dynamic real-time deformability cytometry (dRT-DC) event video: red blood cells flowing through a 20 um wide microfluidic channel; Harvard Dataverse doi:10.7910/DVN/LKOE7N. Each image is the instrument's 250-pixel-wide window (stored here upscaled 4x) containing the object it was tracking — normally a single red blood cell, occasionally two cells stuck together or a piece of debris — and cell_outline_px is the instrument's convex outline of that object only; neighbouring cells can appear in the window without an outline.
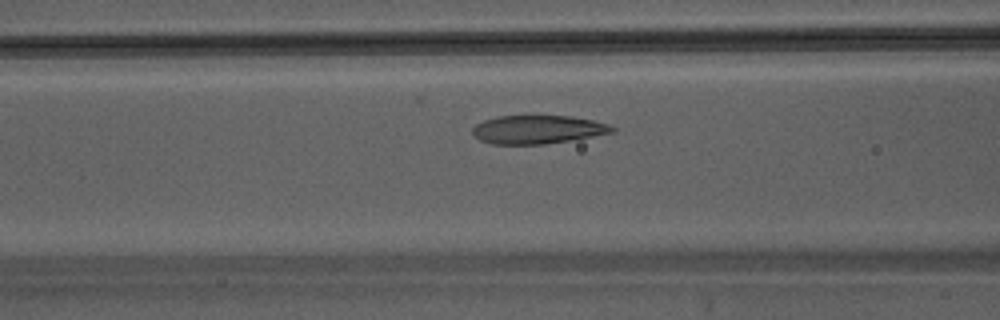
{"species": "Egyptian fruit bat (a non-hibernating species)", "species_latin": "Rousettus aegyptiacus", "temperature_condition": "warm", "stored_images_in_passage": 29, "camera_frame_rate_fps": 3000, "um_per_image_px": 0.085, "animal": {"sex": "male"}, "frame": {"image": 1, "passage_image": 11, "time_ms": 3.333, "image_size_px": [1000, 320], "cell_outline_px": [[616, 132], [544, 144], [492, 144], [480, 140], [472, 136], [472, 128], [476, 124], [484, 120], [496, 116], [572, 116], [592, 120], [608, 124], [616, 128]], "centroid_in_image_um": [45.67, 11.0], "position_along_channel_um": 120.9, "area_um2": 23.12}}
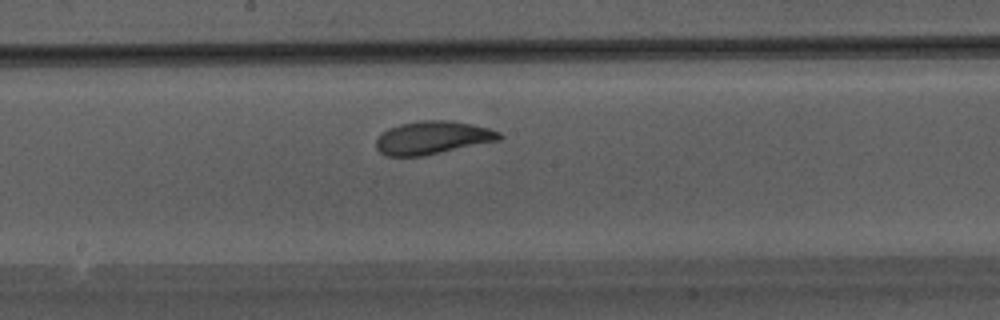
{"frame": {"image": 2, "passage_image": 17, "time_ms": 5.333, "image_size_px": [1000, 320], "cell_outline_px": [[504, 136], [500, 140], [424, 156], [384, 156], [376, 148], [376, 140], [388, 128], [400, 124], [420, 120], [452, 120], [472, 124], [488, 128], [500, 132]], "centroid_in_image_um": [36.78, 11.7], "position_along_channel_um": 211.4, "area_um2": 23.87}}
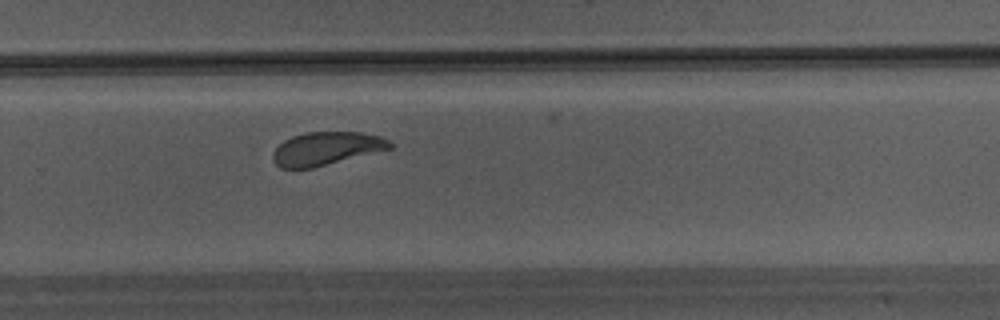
{"frame": {"image": 3, "passage_image": 23, "time_ms": 7.333, "image_size_px": [1000, 320], "cell_outline_px": [[392, 148], [312, 168], [280, 168], [272, 160], [272, 152], [284, 140], [292, 136], [308, 132], [360, 132], [380, 136], [388, 140], [392, 144]], "centroid_in_image_um": [27.7, 12.62], "position_along_channel_um": 302.1, "area_um2": 22.48}}